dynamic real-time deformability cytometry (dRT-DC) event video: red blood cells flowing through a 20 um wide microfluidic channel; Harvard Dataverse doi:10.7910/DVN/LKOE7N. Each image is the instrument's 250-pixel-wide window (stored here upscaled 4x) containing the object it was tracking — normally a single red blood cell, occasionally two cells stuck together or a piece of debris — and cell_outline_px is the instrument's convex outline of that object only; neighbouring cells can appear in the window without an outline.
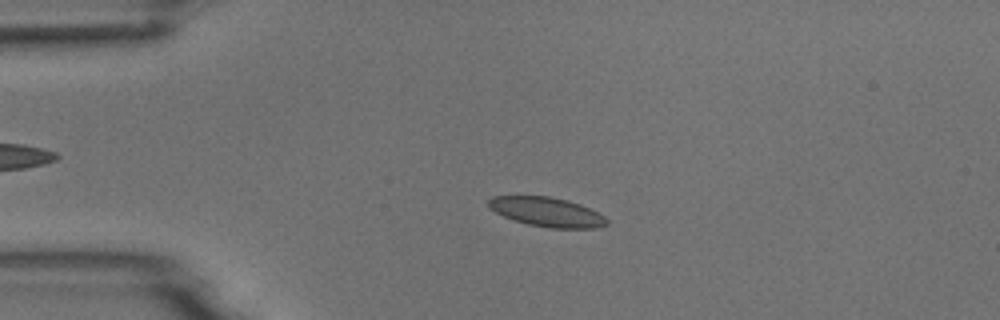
{"species": "common noctule bat (a hibernating species)", "species_latin": "Nyctalus noctula", "temperature_condition": "room temperature", "stored_images_in_passage": 4, "camera_frame_rate_fps": 3000, "um_per_image_px": 0.085, "animal": {"sex": "male", "body_mass_g": 18.8}, "frame": {"image": 1, "passage_image": 3, "time_ms": 0.667, "image_size_px": [1000, 320], "cell_outline_px": [[608, 224], [596, 228], [552, 228], [528, 224], [512, 220], [488, 208], [488, 200], [492, 196], [548, 196], [568, 200], [580, 204], [604, 216], [608, 220]], "centroid_in_image_um": [46.47, 18.01], "position_along_channel_um": 38.5, "area_um2": 20.17}}